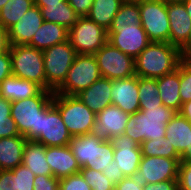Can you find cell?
<instances>
[{
    "mask_svg": "<svg viewBox=\"0 0 191 190\" xmlns=\"http://www.w3.org/2000/svg\"><path fill=\"white\" fill-rule=\"evenodd\" d=\"M134 62L136 76L159 78L177 69L181 50L168 42H151Z\"/></svg>",
    "mask_w": 191,
    "mask_h": 190,
    "instance_id": "6da1fadb",
    "label": "cell"
},
{
    "mask_svg": "<svg viewBox=\"0 0 191 190\" xmlns=\"http://www.w3.org/2000/svg\"><path fill=\"white\" fill-rule=\"evenodd\" d=\"M181 62L191 70V44L181 50Z\"/></svg>",
    "mask_w": 191,
    "mask_h": 190,
    "instance_id": "c3c4849f",
    "label": "cell"
},
{
    "mask_svg": "<svg viewBox=\"0 0 191 190\" xmlns=\"http://www.w3.org/2000/svg\"><path fill=\"white\" fill-rule=\"evenodd\" d=\"M166 2H183L184 0H165Z\"/></svg>",
    "mask_w": 191,
    "mask_h": 190,
    "instance_id": "9f6ffc18",
    "label": "cell"
},
{
    "mask_svg": "<svg viewBox=\"0 0 191 190\" xmlns=\"http://www.w3.org/2000/svg\"><path fill=\"white\" fill-rule=\"evenodd\" d=\"M178 187L179 190H191V162H180Z\"/></svg>",
    "mask_w": 191,
    "mask_h": 190,
    "instance_id": "ab89813d",
    "label": "cell"
},
{
    "mask_svg": "<svg viewBox=\"0 0 191 190\" xmlns=\"http://www.w3.org/2000/svg\"><path fill=\"white\" fill-rule=\"evenodd\" d=\"M182 3L184 4L186 11L191 18V0H184Z\"/></svg>",
    "mask_w": 191,
    "mask_h": 190,
    "instance_id": "db71d44e",
    "label": "cell"
},
{
    "mask_svg": "<svg viewBox=\"0 0 191 190\" xmlns=\"http://www.w3.org/2000/svg\"><path fill=\"white\" fill-rule=\"evenodd\" d=\"M69 146L80 167L103 171L114 157L111 141H101L91 134L72 136Z\"/></svg>",
    "mask_w": 191,
    "mask_h": 190,
    "instance_id": "277c9868",
    "label": "cell"
},
{
    "mask_svg": "<svg viewBox=\"0 0 191 190\" xmlns=\"http://www.w3.org/2000/svg\"><path fill=\"white\" fill-rule=\"evenodd\" d=\"M170 44L180 50L191 44V18L182 2H167Z\"/></svg>",
    "mask_w": 191,
    "mask_h": 190,
    "instance_id": "e0dca14e",
    "label": "cell"
},
{
    "mask_svg": "<svg viewBox=\"0 0 191 190\" xmlns=\"http://www.w3.org/2000/svg\"><path fill=\"white\" fill-rule=\"evenodd\" d=\"M68 41L77 54H95L107 41V30L87 16L79 17L68 31Z\"/></svg>",
    "mask_w": 191,
    "mask_h": 190,
    "instance_id": "9c48e42d",
    "label": "cell"
},
{
    "mask_svg": "<svg viewBox=\"0 0 191 190\" xmlns=\"http://www.w3.org/2000/svg\"><path fill=\"white\" fill-rule=\"evenodd\" d=\"M40 8L44 21L59 24L70 29L79 19V15L69 5L68 1H62L54 5H36Z\"/></svg>",
    "mask_w": 191,
    "mask_h": 190,
    "instance_id": "83f0119b",
    "label": "cell"
},
{
    "mask_svg": "<svg viewBox=\"0 0 191 190\" xmlns=\"http://www.w3.org/2000/svg\"><path fill=\"white\" fill-rule=\"evenodd\" d=\"M150 0H121L122 3H126V4H142L144 2H147Z\"/></svg>",
    "mask_w": 191,
    "mask_h": 190,
    "instance_id": "f5cc1de1",
    "label": "cell"
},
{
    "mask_svg": "<svg viewBox=\"0 0 191 190\" xmlns=\"http://www.w3.org/2000/svg\"><path fill=\"white\" fill-rule=\"evenodd\" d=\"M34 5V0H8L0 10V24L7 30Z\"/></svg>",
    "mask_w": 191,
    "mask_h": 190,
    "instance_id": "f546056e",
    "label": "cell"
},
{
    "mask_svg": "<svg viewBox=\"0 0 191 190\" xmlns=\"http://www.w3.org/2000/svg\"><path fill=\"white\" fill-rule=\"evenodd\" d=\"M129 116L119 107L110 105L96 115L90 134L101 141H110L113 136L125 132Z\"/></svg>",
    "mask_w": 191,
    "mask_h": 190,
    "instance_id": "2e32d148",
    "label": "cell"
},
{
    "mask_svg": "<svg viewBox=\"0 0 191 190\" xmlns=\"http://www.w3.org/2000/svg\"><path fill=\"white\" fill-rule=\"evenodd\" d=\"M94 56L103 78L115 80L136 75L134 58L123 53L108 41Z\"/></svg>",
    "mask_w": 191,
    "mask_h": 190,
    "instance_id": "8fae6325",
    "label": "cell"
},
{
    "mask_svg": "<svg viewBox=\"0 0 191 190\" xmlns=\"http://www.w3.org/2000/svg\"><path fill=\"white\" fill-rule=\"evenodd\" d=\"M138 90L140 110H147V107H159L163 105L159 97L157 78L138 77Z\"/></svg>",
    "mask_w": 191,
    "mask_h": 190,
    "instance_id": "4dcf8cb0",
    "label": "cell"
},
{
    "mask_svg": "<svg viewBox=\"0 0 191 190\" xmlns=\"http://www.w3.org/2000/svg\"><path fill=\"white\" fill-rule=\"evenodd\" d=\"M112 105L132 115L140 110L138 76L112 80Z\"/></svg>",
    "mask_w": 191,
    "mask_h": 190,
    "instance_id": "ac0fdd59",
    "label": "cell"
},
{
    "mask_svg": "<svg viewBox=\"0 0 191 190\" xmlns=\"http://www.w3.org/2000/svg\"><path fill=\"white\" fill-rule=\"evenodd\" d=\"M46 161L53 176L59 180L80 173L81 167L69 145L46 147Z\"/></svg>",
    "mask_w": 191,
    "mask_h": 190,
    "instance_id": "ffe728a7",
    "label": "cell"
},
{
    "mask_svg": "<svg viewBox=\"0 0 191 190\" xmlns=\"http://www.w3.org/2000/svg\"><path fill=\"white\" fill-rule=\"evenodd\" d=\"M121 4V0H93L87 17L108 31Z\"/></svg>",
    "mask_w": 191,
    "mask_h": 190,
    "instance_id": "f1b7e54d",
    "label": "cell"
},
{
    "mask_svg": "<svg viewBox=\"0 0 191 190\" xmlns=\"http://www.w3.org/2000/svg\"><path fill=\"white\" fill-rule=\"evenodd\" d=\"M111 143L114 146L116 166L124 173L125 177L137 176L142 157L141 147L125 133L113 136Z\"/></svg>",
    "mask_w": 191,
    "mask_h": 190,
    "instance_id": "9a60e30c",
    "label": "cell"
},
{
    "mask_svg": "<svg viewBox=\"0 0 191 190\" xmlns=\"http://www.w3.org/2000/svg\"><path fill=\"white\" fill-rule=\"evenodd\" d=\"M142 156L180 158V155L165 137L150 139L140 144Z\"/></svg>",
    "mask_w": 191,
    "mask_h": 190,
    "instance_id": "1f68e13d",
    "label": "cell"
},
{
    "mask_svg": "<svg viewBox=\"0 0 191 190\" xmlns=\"http://www.w3.org/2000/svg\"><path fill=\"white\" fill-rule=\"evenodd\" d=\"M176 113L164 105L139 110L129 116L124 133L139 145L146 140L160 139L166 136V125Z\"/></svg>",
    "mask_w": 191,
    "mask_h": 190,
    "instance_id": "7a4b0ae2",
    "label": "cell"
},
{
    "mask_svg": "<svg viewBox=\"0 0 191 190\" xmlns=\"http://www.w3.org/2000/svg\"><path fill=\"white\" fill-rule=\"evenodd\" d=\"M53 93L43 89L37 96L11 102V118L27 140L35 141L39 137L41 112L52 102Z\"/></svg>",
    "mask_w": 191,
    "mask_h": 190,
    "instance_id": "3957f363",
    "label": "cell"
},
{
    "mask_svg": "<svg viewBox=\"0 0 191 190\" xmlns=\"http://www.w3.org/2000/svg\"><path fill=\"white\" fill-rule=\"evenodd\" d=\"M12 74L35 82L46 90L43 51L28 45H11Z\"/></svg>",
    "mask_w": 191,
    "mask_h": 190,
    "instance_id": "8992f818",
    "label": "cell"
},
{
    "mask_svg": "<svg viewBox=\"0 0 191 190\" xmlns=\"http://www.w3.org/2000/svg\"><path fill=\"white\" fill-rule=\"evenodd\" d=\"M8 30L0 24V54L10 50Z\"/></svg>",
    "mask_w": 191,
    "mask_h": 190,
    "instance_id": "7dc6e473",
    "label": "cell"
},
{
    "mask_svg": "<svg viewBox=\"0 0 191 190\" xmlns=\"http://www.w3.org/2000/svg\"><path fill=\"white\" fill-rule=\"evenodd\" d=\"M68 31V29L59 24L44 21L28 46L43 51L58 43L67 41Z\"/></svg>",
    "mask_w": 191,
    "mask_h": 190,
    "instance_id": "d4e9b609",
    "label": "cell"
},
{
    "mask_svg": "<svg viewBox=\"0 0 191 190\" xmlns=\"http://www.w3.org/2000/svg\"><path fill=\"white\" fill-rule=\"evenodd\" d=\"M101 78L94 54H77L64 83L55 93L76 95Z\"/></svg>",
    "mask_w": 191,
    "mask_h": 190,
    "instance_id": "ba28073f",
    "label": "cell"
},
{
    "mask_svg": "<svg viewBox=\"0 0 191 190\" xmlns=\"http://www.w3.org/2000/svg\"><path fill=\"white\" fill-rule=\"evenodd\" d=\"M67 1L80 17L87 16L93 4V0H67Z\"/></svg>",
    "mask_w": 191,
    "mask_h": 190,
    "instance_id": "ee69618b",
    "label": "cell"
},
{
    "mask_svg": "<svg viewBox=\"0 0 191 190\" xmlns=\"http://www.w3.org/2000/svg\"><path fill=\"white\" fill-rule=\"evenodd\" d=\"M72 136L53 101L41 112L39 137L35 140L45 147L67 146Z\"/></svg>",
    "mask_w": 191,
    "mask_h": 190,
    "instance_id": "7c38bea8",
    "label": "cell"
},
{
    "mask_svg": "<svg viewBox=\"0 0 191 190\" xmlns=\"http://www.w3.org/2000/svg\"><path fill=\"white\" fill-rule=\"evenodd\" d=\"M143 190H179L178 180L161 181L157 183H146Z\"/></svg>",
    "mask_w": 191,
    "mask_h": 190,
    "instance_id": "bcb514c9",
    "label": "cell"
},
{
    "mask_svg": "<svg viewBox=\"0 0 191 190\" xmlns=\"http://www.w3.org/2000/svg\"><path fill=\"white\" fill-rule=\"evenodd\" d=\"M141 26L150 42L170 43V26L165 0H150L139 4Z\"/></svg>",
    "mask_w": 191,
    "mask_h": 190,
    "instance_id": "30bf717a",
    "label": "cell"
},
{
    "mask_svg": "<svg viewBox=\"0 0 191 190\" xmlns=\"http://www.w3.org/2000/svg\"><path fill=\"white\" fill-rule=\"evenodd\" d=\"M19 135L16 123L11 118V102L0 97V138Z\"/></svg>",
    "mask_w": 191,
    "mask_h": 190,
    "instance_id": "d6a6232c",
    "label": "cell"
},
{
    "mask_svg": "<svg viewBox=\"0 0 191 190\" xmlns=\"http://www.w3.org/2000/svg\"><path fill=\"white\" fill-rule=\"evenodd\" d=\"M52 101L71 136L90 134L96 115L80 99L54 92Z\"/></svg>",
    "mask_w": 191,
    "mask_h": 190,
    "instance_id": "5b68a950",
    "label": "cell"
},
{
    "mask_svg": "<svg viewBox=\"0 0 191 190\" xmlns=\"http://www.w3.org/2000/svg\"><path fill=\"white\" fill-rule=\"evenodd\" d=\"M180 162H191V141L189 147L180 155Z\"/></svg>",
    "mask_w": 191,
    "mask_h": 190,
    "instance_id": "f907efd6",
    "label": "cell"
},
{
    "mask_svg": "<svg viewBox=\"0 0 191 190\" xmlns=\"http://www.w3.org/2000/svg\"><path fill=\"white\" fill-rule=\"evenodd\" d=\"M67 0H34V5H54Z\"/></svg>",
    "mask_w": 191,
    "mask_h": 190,
    "instance_id": "816d5d0a",
    "label": "cell"
},
{
    "mask_svg": "<svg viewBox=\"0 0 191 190\" xmlns=\"http://www.w3.org/2000/svg\"><path fill=\"white\" fill-rule=\"evenodd\" d=\"M108 42L134 59L151 43L141 25H111Z\"/></svg>",
    "mask_w": 191,
    "mask_h": 190,
    "instance_id": "4fadbf2b",
    "label": "cell"
},
{
    "mask_svg": "<svg viewBox=\"0 0 191 190\" xmlns=\"http://www.w3.org/2000/svg\"><path fill=\"white\" fill-rule=\"evenodd\" d=\"M12 171L16 174L17 190H33L35 174L24 164H20Z\"/></svg>",
    "mask_w": 191,
    "mask_h": 190,
    "instance_id": "d590c367",
    "label": "cell"
},
{
    "mask_svg": "<svg viewBox=\"0 0 191 190\" xmlns=\"http://www.w3.org/2000/svg\"><path fill=\"white\" fill-rule=\"evenodd\" d=\"M141 25L138 4L122 3L111 25Z\"/></svg>",
    "mask_w": 191,
    "mask_h": 190,
    "instance_id": "836d02e7",
    "label": "cell"
},
{
    "mask_svg": "<svg viewBox=\"0 0 191 190\" xmlns=\"http://www.w3.org/2000/svg\"><path fill=\"white\" fill-rule=\"evenodd\" d=\"M179 113L191 123V100L182 104Z\"/></svg>",
    "mask_w": 191,
    "mask_h": 190,
    "instance_id": "681fc988",
    "label": "cell"
},
{
    "mask_svg": "<svg viewBox=\"0 0 191 190\" xmlns=\"http://www.w3.org/2000/svg\"><path fill=\"white\" fill-rule=\"evenodd\" d=\"M180 158L142 156L137 177L143 183L178 180Z\"/></svg>",
    "mask_w": 191,
    "mask_h": 190,
    "instance_id": "5bb4252c",
    "label": "cell"
},
{
    "mask_svg": "<svg viewBox=\"0 0 191 190\" xmlns=\"http://www.w3.org/2000/svg\"><path fill=\"white\" fill-rule=\"evenodd\" d=\"M43 88L35 82L10 75L1 82V97L16 102L37 96Z\"/></svg>",
    "mask_w": 191,
    "mask_h": 190,
    "instance_id": "7402d4cb",
    "label": "cell"
},
{
    "mask_svg": "<svg viewBox=\"0 0 191 190\" xmlns=\"http://www.w3.org/2000/svg\"><path fill=\"white\" fill-rule=\"evenodd\" d=\"M23 164L29 168L35 176L53 175L46 161V147L38 142L26 141L23 150Z\"/></svg>",
    "mask_w": 191,
    "mask_h": 190,
    "instance_id": "4316f807",
    "label": "cell"
},
{
    "mask_svg": "<svg viewBox=\"0 0 191 190\" xmlns=\"http://www.w3.org/2000/svg\"><path fill=\"white\" fill-rule=\"evenodd\" d=\"M144 184L137 176L125 177L121 182L115 185V190H143Z\"/></svg>",
    "mask_w": 191,
    "mask_h": 190,
    "instance_id": "7bdbcfd3",
    "label": "cell"
},
{
    "mask_svg": "<svg viewBox=\"0 0 191 190\" xmlns=\"http://www.w3.org/2000/svg\"><path fill=\"white\" fill-rule=\"evenodd\" d=\"M59 188L61 190H92L81 173L60 179Z\"/></svg>",
    "mask_w": 191,
    "mask_h": 190,
    "instance_id": "74e56055",
    "label": "cell"
},
{
    "mask_svg": "<svg viewBox=\"0 0 191 190\" xmlns=\"http://www.w3.org/2000/svg\"><path fill=\"white\" fill-rule=\"evenodd\" d=\"M102 172L115 185L125 178L124 173L116 166V161L114 159L111 163H109L107 168H104Z\"/></svg>",
    "mask_w": 191,
    "mask_h": 190,
    "instance_id": "b9f144b4",
    "label": "cell"
},
{
    "mask_svg": "<svg viewBox=\"0 0 191 190\" xmlns=\"http://www.w3.org/2000/svg\"><path fill=\"white\" fill-rule=\"evenodd\" d=\"M43 22L40 8L33 5L17 23L8 29L10 44L28 45Z\"/></svg>",
    "mask_w": 191,
    "mask_h": 190,
    "instance_id": "d6986e66",
    "label": "cell"
},
{
    "mask_svg": "<svg viewBox=\"0 0 191 190\" xmlns=\"http://www.w3.org/2000/svg\"><path fill=\"white\" fill-rule=\"evenodd\" d=\"M159 97L164 106L180 112L182 103L180 98V63L177 69L169 74L157 78Z\"/></svg>",
    "mask_w": 191,
    "mask_h": 190,
    "instance_id": "603a6c76",
    "label": "cell"
},
{
    "mask_svg": "<svg viewBox=\"0 0 191 190\" xmlns=\"http://www.w3.org/2000/svg\"><path fill=\"white\" fill-rule=\"evenodd\" d=\"M26 141V137L22 135L0 138V170H12L23 164Z\"/></svg>",
    "mask_w": 191,
    "mask_h": 190,
    "instance_id": "cb8c5ba5",
    "label": "cell"
},
{
    "mask_svg": "<svg viewBox=\"0 0 191 190\" xmlns=\"http://www.w3.org/2000/svg\"><path fill=\"white\" fill-rule=\"evenodd\" d=\"M76 55L68 40L43 50L47 91L55 92L64 83Z\"/></svg>",
    "mask_w": 191,
    "mask_h": 190,
    "instance_id": "52a82bcc",
    "label": "cell"
},
{
    "mask_svg": "<svg viewBox=\"0 0 191 190\" xmlns=\"http://www.w3.org/2000/svg\"><path fill=\"white\" fill-rule=\"evenodd\" d=\"M165 138L170 140V143L181 155L191 141V123L180 113L176 115L166 125Z\"/></svg>",
    "mask_w": 191,
    "mask_h": 190,
    "instance_id": "484cf974",
    "label": "cell"
},
{
    "mask_svg": "<svg viewBox=\"0 0 191 190\" xmlns=\"http://www.w3.org/2000/svg\"><path fill=\"white\" fill-rule=\"evenodd\" d=\"M33 190H57L59 188V179L53 175L35 176Z\"/></svg>",
    "mask_w": 191,
    "mask_h": 190,
    "instance_id": "f35d334b",
    "label": "cell"
},
{
    "mask_svg": "<svg viewBox=\"0 0 191 190\" xmlns=\"http://www.w3.org/2000/svg\"><path fill=\"white\" fill-rule=\"evenodd\" d=\"M8 2V0H0V10Z\"/></svg>",
    "mask_w": 191,
    "mask_h": 190,
    "instance_id": "11a10c76",
    "label": "cell"
},
{
    "mask_svg": "<svg viewBox=\"0 0 191 190\" xmlns=\"http://www.w3.org/2000/svg\"><path fill=\"white\" fill-rule=\"evenodd\" d=\"M12 75L10 52L0 54V82Z\"/></svg>",
    "mask_w": 191,
    "mask_h": 190,
    "instance_id": "f6af8a7d",
    "label": "cell"
},
{
    "mask_svg": "<svg viewBox=\"0 0 191 190\" xmlns=\"http://www.w3.org/2000/svg\"><path fill=\"white\" fill-rule=\"evenodd\" d=\"M112 80L101 77L89 88L81 90L75 96L80 99L95 115L112 105Z\"/></svg>",
    "mask_w": 191,
    "mask_h": 190,
    "instance_id": "44dd1931",
    "label": "cell"
},
{
    "mask_svg": "<svg viewBox=\"0 0 191 190\" xmlns=\"http://www.w3.org/2000/svg\"><path fill=\"white\" fill-rule=\"evenodd\" d=\"M180 98L181 103L191 100V70L180 62Z\"/></svg>",
    "mask_w": 191,
    "mask_h": 190,
    "instance_id": "8d00e7d4",
    "label": "cell"
},
{
    "mask_svg": "<svg viewBox=\"0 0 191 190\" xmlns=\"http://www.w3.org/2000/svg\"><path fill=\"white\" fill-rule=\"evenodd\" d=\"M0 190H17L16 174L12 170H0Z\"/></svg>",
    "mask_w": 191,
    "mask_h": 190,
    "instance_id": "60d3db41",
    "label": "cell"
},
{
    "mask_svg": "<svg viewBox=\"0 0 191 190\" xmlns=\"http://www.w3.org/2000/svg\"><path fill=\"white\" fill-rule=\"evenodd\" d=\"M80 173L92 190H115V184L101 171L81 167Z\"/></svg>",
    "mask_w": 191,
    "mask_h": 190,
    "instance_id": "e575fe53",
    "label": "cell"
}]
</instances>
